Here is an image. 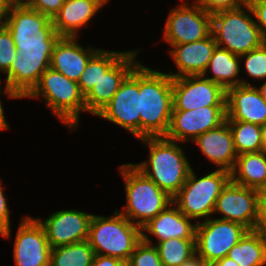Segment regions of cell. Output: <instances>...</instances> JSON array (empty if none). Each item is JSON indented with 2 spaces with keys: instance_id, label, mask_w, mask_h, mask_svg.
Listing matches in <instances>:
<instances>
[{
  "instance_id": "ba28073f",
  "label": "cell",
  "mask_w": 266,
  "mask_h": 266,
  "mask_svg": "<svg viewBox=\"0 0 266 266\" xmlns=\"http://www.w3.org/2000/svg\"><path fill=\"white\" fill-rule=\"evenodd\" d=\"M230 180V172L216 169L207 175L197 178L193 168L172 202L188 218L194 220L209 219L214 214L216 200L222 188Z\"/></svg>"
},
{
  "instance_id": "30bf717a",
  "label": "cell",
  "mask_w": 266,
  "mask_h": 266,
  "mask_svg": "<svg viewBox=\"0 0 266 266\" xmlns=\"http://www.w3.org/2000/svg\"><path fill=\"white\" fill-rule=\"evenodd\" d=\"M165 23L162 39L171 47L208 37L211 34L212 15L194 0L190 6L184 2L170 10Z\"/></svg>"
},
{
  "instance_id": "d4e9b609",
  "label": "cell",
  "mask_w": 266,
  "mask_h": 266,
  "mask_svg": "<svg viewBox=\"0 0 266 266\" xmlns=\"http://www.w3.org/2000/svg\"><path fill=\"white\" fill-rule=\"evenodd\" d=\"M230 180L238 185L259 190L266 184V153L239 154Z\"/></svg>"
},
{
  "instance_id": "4fadbf2b",
  "label": "cell",
  "mask_w": 266,
  "mask_h": 266,
  "mask_svg": "<svg viewBox=\"0 0 266 266\" xmlns=\"http://www.w3.org/2000/svg\"><path fill=\"white\" fill-rule=\"evenodd\" d=\"M226 121V106H208L192 110H172L166 139L176 142L193 141L208 130Z\"/></svg>"
},
{
  "instance_id": "83f0119b",
  "label": "cell",
  "mask_w": 266,
  "mask_h": 266,
  "mask_svg": "<svg viewBox=\"0 0 266 266\" xmlns=\"http://www.w3.org/2000/svg\"><path fill=\"white\" fill-rule=\"evenodd\" d=\"M94 256L89 242L81 241L52 248L50 266H90Z\"/></svg>"
},
{
  "instance_id": "ee69618b",
  "label": "cell",
  "mask_w": 266,
  "mask_h": 266,
  "mask_svg": "<svg viewBox=\"0 0 266 266\" xmlns=\"http://www.w3.org/2000/svg\"><path fill=\"white\" fill-rule=\"evenodd\" d=\"M261 128V142H262V152L266 153V122L260 125Z\"/></svg>"
},
{
  "instance_id": "44dd1931",
  "label": "cell",
  "mask_w": 266,
  "mask_h": 266,
  "mask_svg": "<svg viewBox=\"0 0 266 266\" xmlns=\"http://www.w3.org/2000/svg\"><path fill=\"white\" fill-rule=\"evenodd\" d=\"M197 144L207 159L217 165L218 169L231 171L235 165L236 153L233 135L227 121L219 127L208 130L196 137Z\"/></svg>"
},
{
  "instance_id": "603a6c76",
  "label": "cell",
  "mask_w": 266,
  "mask_h": 266,
  "mask_svg": "<svg viewBox=\"0 0 266 266\" xmlns=\"http://www.w3.org/2000/svg\"><path fill=\"white\" fill-rule=\"evenodd\" d=\"M108 3L107 0H65L52 19L61 37H78L77 33L96 13Z\"/></svg>"
},
{
  "instance_id": "ac0fdd59",
  "label": "cell",
  "mask_w": 266,
  "mask_h": 266,
  "mask_svg": "<svg viewBox=\"0 0 266 266\" xmlns=\"http://www.w3.org/2000/svg\"><path fill=\"white\" fill-rule=\"evenodd\" d=\"M226 121L266 122V101L257 86L241 84L226 90Z\"/></svg>"
},
{
  "instance_id": "9a60e30c",
  "label": "cell",
  "mask_w": 266,
  "mask_h": 266,
  "mask_svg": "<svg viewBox=\"0 0 266 266\" xmlns=\"http://www.w3.org/2000/svg\"><path fill=\"white\" fill-rule=\"evenodd\" d=\"M13 249L15 266H50L52 248L37 218H22Z\"/></svg>"
},
{
  "instance_id": "4dcf8cb0",
  "label": "cell",
  "mask_w": 266,
  "mask_h": 266,
  "mask_svg": "<svg viewBox=\"0 0 266 266\" xmlns=\"http://www.w3.org/2000/svg\"><path fill=\"white\" fill-rule=\"evenodd\" d=\"M127 263L128 266H163L148 235H142V240L136 245Z\"/></svg>"
},
{
  "instance_id": "8992f818",
  "label": "cell",
  "mask_w": 266,
  "mask_h": 266,
  "mask_svg": "<svg viewBox=\"0 0 266 266\" xmlns=\"http://www.w3.org/2000/svg\"><path fill=\"white\" fill-rule=\"evenodd\" d=\"M40 96H43L47 108L66 127L70 130L78 127L80 113L86 112L84 95L79 89L78 82L49 67L25 98H40Z\"/></svg>"
},
{
  "instance_id": "b9f144b4",
  "label": "cell",
  "mask_w": 266,
  "mask_h": 266,
  "mask_svg": "<svg viewBox=\"0 0 266 266\" xmlns=\"http://www.w3.org/2000/svg\"><path fill=\"white\" fill-rule=\"evenodd\" d=\"M181 266H211V264L207 263L203 258L196 254Z\"/></svg>"
},
{
  "instance_id": "7402d4cb",
  "label": "cell",
  "mask_w": 266,
  "mask_h": 266,
  "mask_svg": "<svg viewBox=\"0 0 266 266\" xmlns=\"http://www.w3.org/2000/svg\"><path fill=\"white\" fill-rule=\"evenodd\" d=\"M191 221L192 219L186 217L172 202L155 218L143 225L141 232L142 235L152 234L158 242L170 238L195 239L197 224Z\"/></svg>"
},
{
  "instance_id": "bcb514c9",
  "label": "cell",
  "mask_w": 266,
  "mask_h": 266,
  "mask_svg": "<svg viewBox=\"0 0 266 266\" xmlns=\"http://www.w3.org/2000/svg\"><path fill=\"white\" fill-rule=\"evenodd\" d=\"M258 90L261 96L263 97V99L266 101V81L262 83L260 87H258Z\"/></svg>"
},
{
  "instance_id": "6da1fadb",
  "label": "cell",
  "mask_w": 266,
  "mask_h": 266,
  "mask_svg": "<svg viewBox=\"0 0 266 266\" xmlns=\"http://www.w3.org/2000/svg\"><path fill=\"white\" fill-rule=\"evenodd\" d=\"M3 24L10 31L16 47L15 59L5 73V86L19 98H25L50 67L54 46L61 36L52 19L24 2L11 5Z\"/></svg>"
},
{
  "instance_id": "e0dca14e",
  "label": "cell",
  "mask_w": 266,
  "mask_h": 266,
  "mask_svg": "<svg viewBox=\"0 0 266 266\" xmlns=\"http://www.w3.org/2000/svg\"><path fill=\"white\" fill-rule=\"evenodd\" d=\"M137 52L127 50L84 96L87 113L96 116L110 102L121 83L139 64V61H136Z\"/></svg>"
},
{
  "instance_id": "cb8c5ba5",
  "label": "cell",
  "mask_w": 266,
  "mask_h": 266,
  "mask_svg": "<svg viewBox=\"0 0 266 266\" xmlns=\"http://www.w3.org/2000/svg\"><path fill=\"white\" fill-rule=\"evenodd\" d=\"M240 62L239 55L217 46L202 76L221 85L225 90L241 84L251 85V83L249 84L246 80L237 78L241 71L239 66ZM208 70L213 74L212 77L206 76Z\"/></svg>"
},
{
  "instance_id": "f546056e",
  "label": "cell",
  "mask_w": 266,
  "mask_h": 266,
  "mask_svg": "<svg viewBox=\"0 0 266 266\" xmlns=\"http://www.w3.org/2000/svg\"><path fill=\"white\" fill-rule=\"evenodd\" d=\"M234 141L236 153L261 152V128L260 125L244 121H227Z\"/></svg>"
},
{
  "instance_id": "1f68e13d",
  "label": "cell",
  "mask_w": 266,
  "mask_h": 266,
  "mask_svg": "<svg viewBox=\"0 0 266 266\" xmlns=\"http://www.w3.org/2000/svg\"><path fill=\"white\" fill-rule=\"evenodd\" d=\"M244 59L245 72L249 77L257 80H266V43L259 48L239 56Z\"/></svg>"
},
{
  "instance_id": "9c48e42d",
  "label": "cell",
  "mask_w": 266,
  "mask_h": 266,
  "mask_svg": "<svg viewBox=\"0 0 266 266\" xmlns=\"http://www.w3.org/2000/svg\"><path fill=\"white\" fill-rule=\"evenodd\" d=\"M196 224V254L209 264L227 257L230 249L249 231L240 223L218 218Z\"/></svg>"
},
{
  "instance_id": "2e32d148",
  "label": "cell",
  "mask_w": 266,
  "mask_h": 266,
  "mask_svg": "<svg viewBox=\"0 0 266 266\" xmlns=\"http://www.w3.org/2000/svg\"><path fill=\"white\" fill-rule=\"evenodd\" d=\"M92 215L77 209H63L50 214L44 221L37 220L45 230L50 247L56 248L86 241Z\"/></svg>"
},
{
  "instance_id": "74e56055",
  "label": "cell",
  "mask_w": 266,
  "mask_h": 266,
  "mask_svg": "<svg viewBox=\"0 0 266 266\" xmlns=\"http://www.w3.org/2000/svg\"><path fill=\"white\" fill-rule=\"evenodd\" d=\"M90 266H128V263L116 257L95 254Z\"/></svg>"
},
{
  "instance_id": "7c38bea8",
  "label": "cell",
  "mask_w": 266,
  "mask_h": 266,
  "mask_svg": "<svg viewBox=\"0 0 266 266\" xmlns=\"http://www.w3.org/2000/svg\"><path fill=\"white\" fill-rule=\"evenodd\" d=\"M173 109L226 106V90L202 75L172 78Z\"/></svg>"
},
{
  "instance_id": "f1b7e54d",
  "label": "cell",
  "mask_w": 266,
  "mask_h": 266,
  "mask_svg": "<svg viewBox=\"0 0 266 266\" xmlns=\"http://www.w3.org/2000/svg\"><path fill=\"white\" fill-rule=\"evenodd\" d=\"M154 246L163 266H181L196 255L195 239L170 238Z\"/></svg>"
},
{
  "instance_id": "836d02e7",
  "label": "cell",
  "mask_w": 266,
  "mask_h": 266,
  "mask_svg": "<svg viewBox=\"0 0 266 266\" xmlns=\"http://www.w3.org/2000/svg\"><path fill=\"white\" fill-rule=\"evenodd\" d=\"M183 1V0H182ZM208 13L221 10L240 8L248 4L249 0H195Z\"/></svg>"
},
{
  "instance_id": "e575fe53",
  "label": "cell",
  "mask_w": 266,
  "mask_h": 266,
  "mask_svg": "<svg viewBox=\"0 0 266 266\" xmlns=\"http://www.w3.org/2000/svg\"><path fill=\"white\" fill-rule=\"evenodd\" d=\"M23 2L30 8L53 19L63 6L65 0H24Z\"/></svg>"
},
{
  "instance_id": "7bdbcfd3",
  "label": "cell",
  "mask_w": 266,
  "mask_h": 266,
  "mask_svg": "<svg viewBox=\"0 0 266 266\" xmlns=\"http://www.w3.org/2000/svg\"><path fill=\"white\" fill-rule=\"evenodd\" d=\"M211 266H239L238 263L228 257H224L222 259L214 261Z\"/></svg>"
},
{
  "instance_id": "8fae6325",
  "label": "cell",
  "mask_w": 266,
  "mask_h": 266,
  "mask_svg": "<svg viewBox=\"0 0 266 266\" xmlns=\"http://www.w3.org/2000/svg\"><path fill=\"white\" fill-rule=\"evenodd\" d=\"M96 116L119 125L140 139L139 64Z\"/></svg>"
},
{
  "instance_id": "277c9868",
  "label": "cell",
  "mask_w": 266,
  "mask_h": 266,
  "mask_svg": "<svg viewBox=\"0 0 266 266\" xmlns=\"http://www.w3.org/2000/svg\"><path fill=\"white\" fill-rule=\"evenodd\" d=\"M141 240V227L133 224L119 210L109 217L92 215L87 241L96 255L128 261Z\"/></svg>"
},
{
  "instance_id": "7a4b0ae2",
  "label": "cell",
  "mask_w": 266,
  "mask_h": 266,
  "mask_svg": "<svg viewBox=\"0 0 266 266\" xmlns=\"http://www.w3.org/2000/svg\"><path fill=\"white\" fill-rule=\"evenodd\" d=\"M140 139L165 137L172 109V77L139 63Z\"/></svg>"
},
{
  "instance_id": "f35d334b",
  "label": "cell",
  "mask_w": 266,
  "mask_h": 266,
  "mask_svg": "<svg viewBox=\"0 0 266 266\" xmlns=\"http://www.w3.org/2000/svg\"><path fill=\"white\" fill-rule=\"evenodd\" d=\"M254 231L266 238V202H258V219Z\"/></svg>"
},
{
  "instance_id": "d6986e66",
  "label": "cell",
  "mask_w": 266,
  "mask_h": 266,
  "mask_svg": "<svg viewBox=\"0 0 266 266\" xmlns=\"http://www.w3.org/2000/svg\"><path fill=\"white\" fill-rule=\"evenodd\" d=\"M169 53L178 72L168 73L172 78L203 75L217 47L212 33L199 41L172 45Z\"/></svg>"
},
{
  "instance_id": "5b68a950",
  "label": "cell",
  "mask_w": 266,
  "mask_h": 266,
  "mask_svg": "<svg viewBox=\"0 0 266 266\" xmlns=\"http://www.w3.org/2000/svg\"><path fill=\"white\" fill-rule=\"evenodd\" d=\"M119 169L126 191V206L123 207L125 211L119 212L133 224L142 227L172 203V197L147 178L133 163L123 164Z\"/></svg>"
},
{
  "instance_id": "5bb4252c",
  "label": "cell",
  "mask_w": 266,
  "mask_h": 266,
  "mask_svg": "<svg viewBox=\"0 0 266 266\" xmlns=\"http://www.w3.org/2000/svg\"><path fill=\"white\" fill-rule=\"evenodd\" d=\"M258 190L238 185L231 180L222 188L214 208L221 220L240 223L254 230L258 219Z\"/></svg>"
},
{
  "instance_id": "60d3db41",
  "label": "cell",
  "mask_w": 266,
  "mask_h": 266,
  "mask_svg": "<svg viewBox=\"0 0 266 266\" xmlns=\"http://www.w3.org/2000/svg\"><path fill=\"white\" fill-rule=\"evenodd\" d=\"M14 2V0H0V24L5 22L10 7Z\"/></svg>"
},
{
  "instance_id": "52a82bcc",
  "label": "cell",
  "mask_w": 266,
  "mask_h": 266,
  "mask_svg": "<svg viewBox=\"0 0 266 266\" xmlns=\"http://www.w3.org/2000/svg\"><path fill=\"white\" fill-rule=\"evenodd\" d=\"M211 15V33L218 47L240 56L265 43L256 21L252 18L254 15L249 4Z\"/></svg>"
},
{
  "instance_id": "ab89813d",
  "label": "cell",
  "mask_w": 266,
  "mask_h": 266,
  "mask_svg": "<svg viewBox=\"0 0 266 266\" xmlns=\"http://www.w3.org/2000/svg\"><path fill=\"white\" fill-rule=\"evenodd\" d=\"M0 94H5V95H7V97H9L11 99L12 98L13 99H18L19 98L13 91L8 89L6 86H5V92H3V89L0 87ZM4 115L5 114H4L3 105H2L1 100H0V131L1 130H7V129L10 128L8 126L9 124H7L8 122L6 121Z\"/></svg>"
},
{
  "instance_id": "ffe728a7",
  "label": "cell",
  "mask_w": 266,
  "mask_h": 266,
  "mask_svg": "<svg viewBox=\"0 0 266 266\" xmlns=\"http://www.w3.org/2000/svg\"><path fill=\"white\" fill-rule=\"evenodd\" d=\"M79 37H61L55 44L50 67L68 79L78 82L86 64L99 50L92 46L84 48L77 42Z\"/></svg>"
},
{
  "instance_id": "d6a6232c",
  "label": "cell",
  "mask_w": 266,
  "mask_h": 266,
  "mask_svg": "<svg viewBox=\"0 0 266 266\" xmlns=\"http://www.w3.org/2000/svg\"><path fill=\"white\" fill-rule=\"evenodd\" d=\"M16 56L12 35L4 24H0V73L5 74Z\"/></svg>"
},
{
  "instance_id": "7dc6e473",
  "label": "cell",
  "mask_w": 266,
  "mask_h": 266,
  "mask_svg": "<svg viewBox=\"0 0 266 266\" xmlns=\"http://www.w3.org/2000/svg\"><path fill=\"white\" fill-rule=\"evenodd\" d=\"M15 2H23L24 0H14Z\"/></svg>"
},
{
  "instance_id": "f6af8a7d",
  "label": "cell",
  "mask_w": 266,
  "mask_h": 266,
  "mask_svg": "<svg viewBox=\"0 0 266 266\" xmlns=\"http://www.w3.org/2000/svg\"><path fill=\"white\" fill-rule=\"evenodd\" d=\"M258 202H266V184L258 190Z\"/></svg>"
},
{
  "instance_id": "3957f363",
  "label": "cell",
  "mask_w": 266,
  "mask_h": 266,
  "mask_svg": "<svg viewBox=\"0 0 266 266\" xmlns=\"http://www.w3.org/2000/svg\"><path fill=\"white\" fill-rule=\"evenodd\" d=\"M149 147V160L133 164L161 190L174 197L192 169L182 147L165 137L139 139Z\"/></svg>"
},
{
  "instance_id": "484cf974",
  "label": "cell",
  "mask_w": 266,
  "mask_h": 266,
  "mask_svg": "<svg viewBox=\"0 0 266 266\" xmlns=\"http://www.w3.org/2000/svg\"><path fill=\"white\" fill-rule=\"evenodd\" d=\"M239 266L266 265V238L254 230H249L227 254Z\"/></svg>"
},
{
  "instance_id": "4316f807",
  "label": "cell",
  "mask_w": 266,
  "mask_h": 266,
  "mask_svg": "<svg viewBox=\"0 0 266 266\" xmlns=\"http://www.w3.org/2000/svg\"><path fill=\"white\" fill-rule=\"evenodd\" d=\"M127 51H106L99 49L88 61L78 81L81 93L85 96L90 89Z\"/></svg>"
},
{
  "instance_id": "d590c367",
  "label": "cell",
  "mask_w": 266,
  "mask_h": 266,
  "mask_svg": "<svg viewBox=\"0 0 266 266\" xmlns=\"http://www.w3.org/2000/svg\"><path fill=\"white\" fill-rule=\"evenodd\" d=\"M248 4L252 9L253 18H255L256 24L266 43V0H249Z\"/></svg>"
},
{
  "instance_id": "8d00e7d4",
  "label": "cell",
  "mask_w": 266,
  "mask_h": 266,
  "mask_svg": "<svg viewBox=\"0 0 266 266\" xmlns=\"http://www.w3.org/2000/svg\"><path fill=\"white\" fill-rule=\"evenodd\" d=\"M1 183L2 182L0 181V236L9 239L11 236L10 212L6 202V197L3 194L5 187H2Z\"/></svg>"
}]
</instances>
